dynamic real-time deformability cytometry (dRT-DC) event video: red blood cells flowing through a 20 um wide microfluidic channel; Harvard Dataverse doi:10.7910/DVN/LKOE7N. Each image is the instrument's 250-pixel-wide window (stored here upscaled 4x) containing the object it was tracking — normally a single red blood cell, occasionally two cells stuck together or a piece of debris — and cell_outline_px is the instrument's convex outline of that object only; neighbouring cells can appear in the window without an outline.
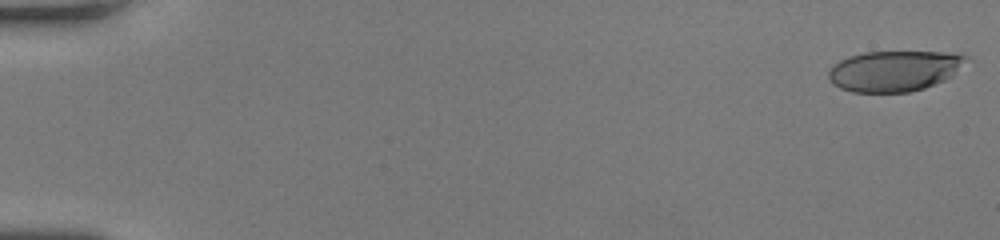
{"species": "human", "species_latin": "Homo sapiens", "temperature_condition": "room temperature", "stored_images_in_passage": 9, "camera_frame_rate_fps": 3000, "um_per_image_px": 0.085, "donor": {"sex": "female"}, "frame": {"image": 1, "passage_image": 1, "time_ms": 0.0, "image_size_px": [1000, 240], "cell_outline_px": [[968, 56], [952, 76], [944, 80], [924, 88], [908, 92], [852, 92], [840, 88], [832, 84], [828, 80], [828, 72], [832, 64], [848, 56], [864, 52], [944, 52]], "centroid_in_image_um": [75.93, 6.03], "position_along_channel_um": 9.1, "area_um2": 32.48}}